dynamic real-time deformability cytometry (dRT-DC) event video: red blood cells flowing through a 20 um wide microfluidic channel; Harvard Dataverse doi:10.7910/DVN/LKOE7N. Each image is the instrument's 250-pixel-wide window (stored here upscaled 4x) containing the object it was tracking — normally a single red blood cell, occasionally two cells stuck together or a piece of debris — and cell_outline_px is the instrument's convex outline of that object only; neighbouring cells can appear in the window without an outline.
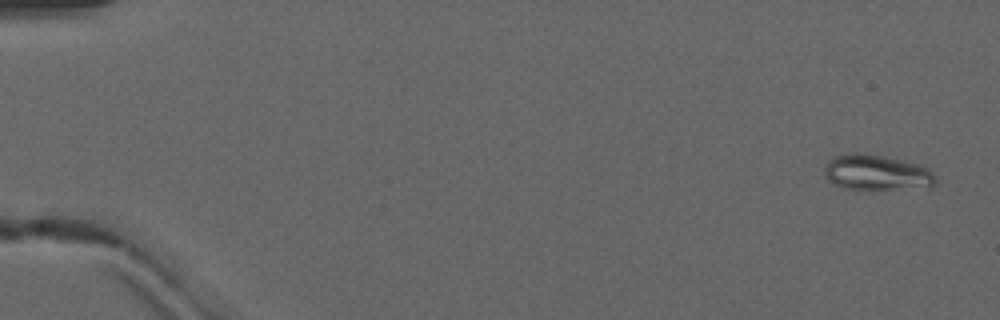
{"species": "common noctule bat (a hibernating species)", "species_latin": "Nyctalus noctula", "temperature_condition": "warm", "stored_images_in_passage": 5, "camera_frame_rate_fps": 3000, "um_per_image_px": 0.085, "animal": {"sex": "male", "forearm_length_mm": 52.5}, "frame": {"image": 1, "passage_image": 1, "time_ms": 0.0, "image_size_px": [1000, 320], "cell_outline_px": [[936, 184], [932, 188], [844, 188], [832, 184], [824, 176], [824, 168], [828, 160], [836, 156], [852, 152], [856, 152], [884, 156], [904, 160], [920, 164], [928, 168], [936, 176]], "centroid_in_image_um": [74.54, 14.65], "position_along_channel_um": 10.5, "area_um2": 23.12}}